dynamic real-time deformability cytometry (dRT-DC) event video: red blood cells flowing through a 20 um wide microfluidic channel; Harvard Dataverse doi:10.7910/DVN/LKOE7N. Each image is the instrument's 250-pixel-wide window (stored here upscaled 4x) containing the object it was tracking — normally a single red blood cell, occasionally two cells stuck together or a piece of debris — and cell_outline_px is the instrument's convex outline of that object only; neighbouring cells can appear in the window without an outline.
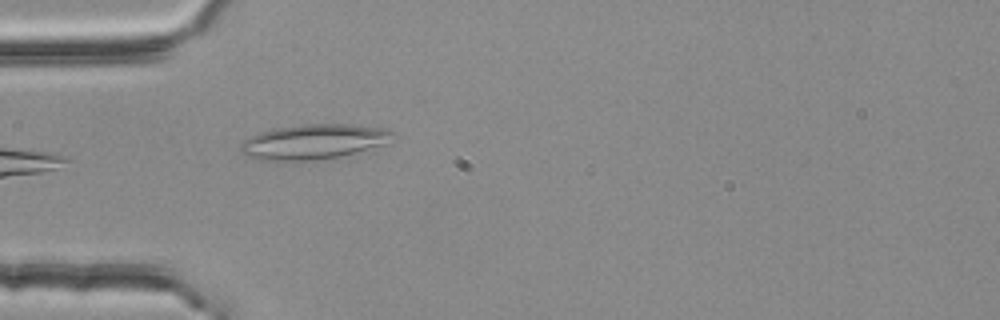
{"species": "common noctule bat (a hibernating species)", "species_latin": "Nyctalus noctula", "temperature_condition": "room temperature", "stored_images_in_passage": 4, "camera_frame_rate_fps": 3000, "um_per_image_px": 0.085, "animal": {"sex": "female", "body_mass_g": 25.1}, "frame": {"image": 1, "passage_image": 4, "time_ms": 1.0, "image_size_px": [1000, 320], "cell_outline_px": [[396, 132], [384, 144], [340, 156], [312, 160], [256, 160], [240, 152], [240, 144], [248, 136], [272, 128], [300, 124], [352, 124], [384, 128]], "centroid_in_image_um": [26.59, 12.03], "position_along_channel_um": 58.4, "area_um2": 30.92}}